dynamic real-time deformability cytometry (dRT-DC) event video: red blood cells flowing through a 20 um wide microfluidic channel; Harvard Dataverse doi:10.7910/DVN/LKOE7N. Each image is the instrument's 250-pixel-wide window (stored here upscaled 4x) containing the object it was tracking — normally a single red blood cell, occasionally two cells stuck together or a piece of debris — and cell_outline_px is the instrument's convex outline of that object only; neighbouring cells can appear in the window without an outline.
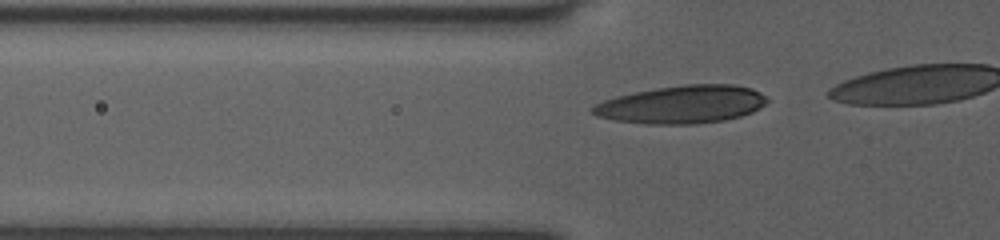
{"species": "human", "species_latin": "Homo sapiens", "temperature_condition": "room temperature", "stored_images_in_passage": 16, "camera_frame_rate_fps": 3000, "um_per_image_px": 0.085, "donor": {"sex": "female"}, "frame": {"image": 1, "passage_image": 12, "time_ms": 4.333, "image_size_px": [1000, 240], "cell_outline_px": [[768, 100], [760, 108], [752, 112], [740, 116], [724, 120], [696, 124], [644, 124], [616, 120], [596, 116], [588, 112], [588, 108], [604, 100], [616, 96], [656, 88], [684, 84], [736, 84], [752, 88], [768, 96]], "centroid_in_image_um": [57.96, 8.88], "position_along_channel_um": 67.8, "area_um2": 38.84}}
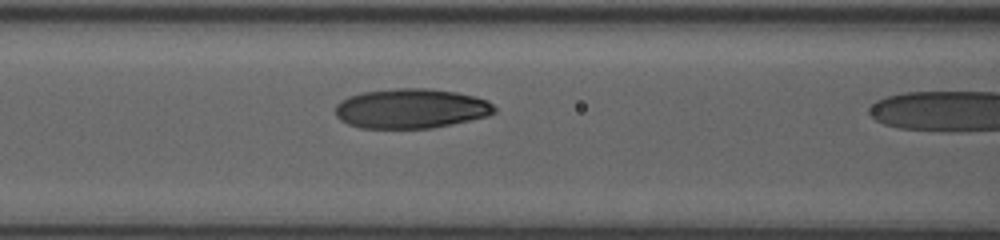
{"frame": {"image": 2, "passage_image": 15, "time_ms": 6.0, "image_size_px": [1000, 240], "cell_outline_px": [[496, 112], [488, 116], [428, 128], [360, 128], [348, 124], [340, 120], [336, 116], [336, 104], [340, 100], [348, 96], [360, 92], [396, 88], [428, 88], [456, 92], [476, 96], [488, 100], [496, 108]], "centroid_in_image_um": [34.91, 9.21], "position_along_channel_um": 131.7, "area_um2": 36.93}}